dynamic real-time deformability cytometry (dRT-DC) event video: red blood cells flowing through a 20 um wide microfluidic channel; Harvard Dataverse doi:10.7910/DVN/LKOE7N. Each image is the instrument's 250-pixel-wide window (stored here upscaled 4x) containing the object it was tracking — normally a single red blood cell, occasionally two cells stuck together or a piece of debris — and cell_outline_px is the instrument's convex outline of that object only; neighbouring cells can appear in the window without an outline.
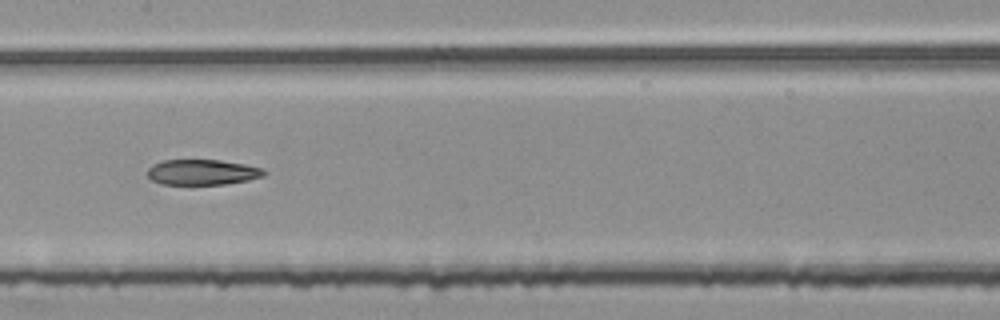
{"species": "common noctule bat (a hibernating species)", "species_latin": "Nyctalus noctula", "temperature_condition": "room temperature", "stored_images_in_passage": 54, "segment_of_instrument_passage": [2, 2], "camera_frame_rate_fps": 3000, "um_per_image_px": 0.085, "animal": {"sex": "female", "body_mass_g": 25.1}, "frame": {"image": 1, "passage_image": 27, "time_ms": 8.667, "image_size_px": [1000, 320], "cell_outline_px": [[268, 172], [264, 176], [248, 180], [224, 184], [160, 184], [152, 180], [148, 176], [148, 168], [152, 164], [160, 160], [220, 160], [244, 164], [264, 168]], "centroid_in_image_um": [17.21, 14.63], "position_along_channel_um": 190.2, "area_um2": 17.4}}
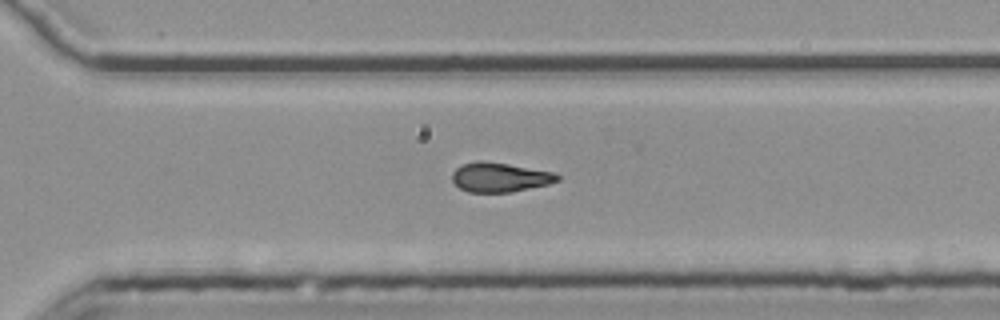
{"frame": {"image": 2, "passage_image": 38, "time_ms": 12.333, "image_size_px": [1000, 320], "cell_outline_px": [[560, 180], [548, 184], [512, 192], [468, 192], [460, 188], [452, 180], [452, 172], [460, 164], [476, 160], [484, 160], [508, 164], [552, 172], [560, 176]], "centroid_in_image_um": [42.44, 15.06], "position_along_channel_um": 328.2, "area_um2": 18.09}}
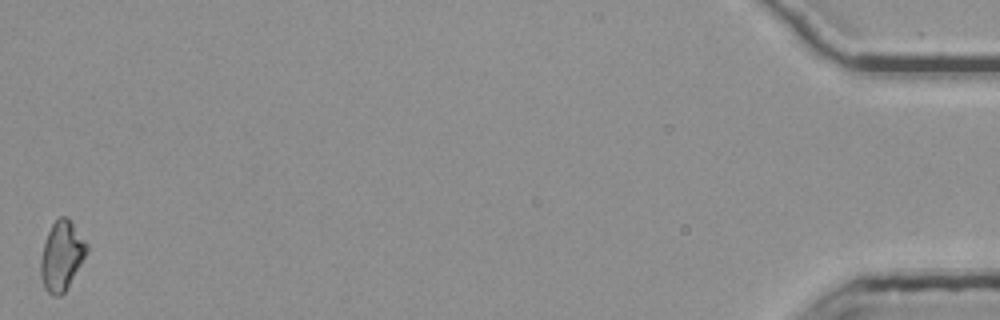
{"frame": {"image": 3, "passage_image": 54, "time_ms": 17.667, "image_size_px": [1000, 320], "cell_outline_px": [[88, 252], [68, 288], [60, 296], [52, 296], [44, 288], [40, 276], [40, 260], [44, 244], [48, 232], [52, 224], [60, 216], [64, 216], [72, 224], [88, 244]], "centroid_in_image_um": [5.24, 21.8], "position_along_channel_um": 430.0, "area_um2": 18.55}}